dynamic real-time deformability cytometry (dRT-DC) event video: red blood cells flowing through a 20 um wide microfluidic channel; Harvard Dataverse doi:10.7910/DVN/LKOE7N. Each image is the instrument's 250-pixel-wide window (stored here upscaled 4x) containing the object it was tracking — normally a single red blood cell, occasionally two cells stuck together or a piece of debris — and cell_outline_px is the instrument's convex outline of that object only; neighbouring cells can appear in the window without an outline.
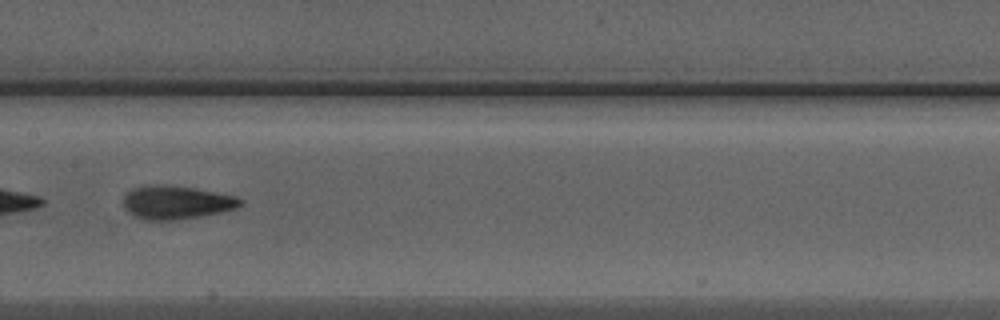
{"species": "Egyptian fruit bat (a non-hibernating species)", "species_latin": "Rousettus aegyptiacus", "temperature_condition": "warm", "stored_images_in_passage": 19, "camera_frame_rate_fps": 3000, "um_per_image_px": 0.085, "animal": {"sex": "male"}, "frame": {"image": 1, "passage_image": 11, "time_ms": 3.333, "image_size_px": [1000, 320], "cell_outline_px": [[244, 204], [236, 208], [220, 212], [200, 216], [176, 220], [148, 220], [136, 216], [128, 212], [124, 208], [124, 196], [132, 188], [144, 184], [164, 184], [196, 188], [236, 196], [244, 200]], "centroid_in_image_um": [15.0, 17.18], "position_along_channel_um": 192.4, "area_um2": 23.0}}
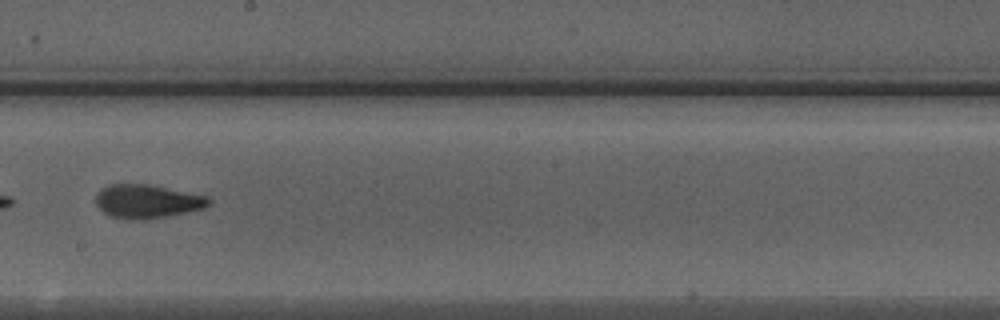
{"frame": {"image": 2, "passage_image": 14, "time_ms": 4.333, "image_size_px": [1000, 320], "cell_outline_px": [[212, 204], [204, 208], [188, 212], [144, 220], [128, 220], [108, 216], [96, 204], [96, 192], [108, 184], [144, 184], [208, 196], [212, 200]], "centroid_in_image_um": [12.5, 17.13], "position_along_channel_um": 235.7, "area_um2": 22.25}}